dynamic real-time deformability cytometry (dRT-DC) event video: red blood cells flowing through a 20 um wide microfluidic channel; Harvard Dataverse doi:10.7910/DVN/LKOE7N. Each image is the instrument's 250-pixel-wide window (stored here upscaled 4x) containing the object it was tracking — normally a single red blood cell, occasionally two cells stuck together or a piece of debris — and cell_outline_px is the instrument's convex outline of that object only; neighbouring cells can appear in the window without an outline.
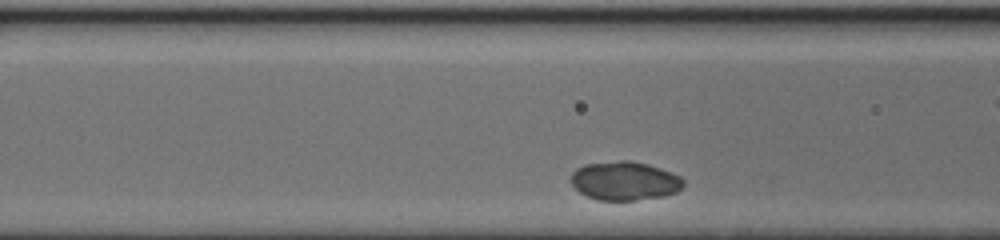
{"species": "human", "species_latin": "Homo sapiens", "temperature_condition": "cold", "stored_images_in_passage": 26, "segment_of_instrument_passage": [1, 2], "camera_frame_rate_fps": 3000, "um_per_image_px": 0.085, "donor": {"sex": "female"}, "frame": {"image": 1, "passage_image": 5, "time_ms": 1.333, "image_size_px": [1000, 240], "cell_outline_px": [[684, 184], [676, 192], [664, 196], [636, 200], [596, 200], [580, 192], [572, 184], [572, 172], [576, 168], [584, 164], [620, 160], [628, 160], [648, 164], [672, 172], [680, 176], [684, 180]], "centroid_in_image_um": [53.1, 15.37], "position_along_channel_um": 113.5, "area_um2": 25.43}}
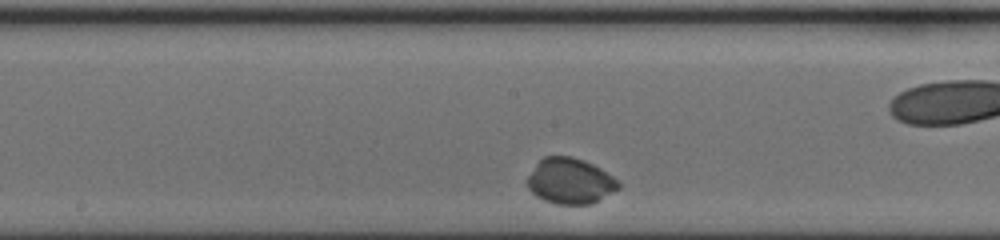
{"frame": {"image": 2, "passage_image": 12, "time_ms": 3.667, "image_size_px": [1000, 240], "cell_outline_px": [[620, 188], [592, 204], [556, 204], [544, 200], [536, 196], [528, 188], [528, 176], [536, 164], [544, 156], [572, 156], [584, 160], [600, 168], [612, 176], [620, 184]], "centroid_in_image_um": [48.46, 15.39], "position_along_channel_um": 199.7, "area_um2": 24.16}}
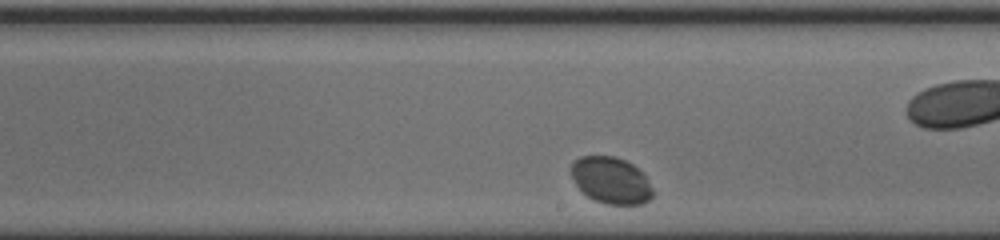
{"frame": {"image": 3, "passage_image": 15, "time_ms": 4.667, "image_size_px": [1000, 240], "cell_outline_px": [[652, 196], [644, 204], [604, 204], [592, 200], [576, 184], [572, 176], [572, 164], [580, 156], [612, 156], [624, 160], [632, 164], [644, 172], [652, 188]], "centroid_in_image_um": [51.96, 15.34], "position_along_channel_um": 237.0, "area_um2": 22.08}}